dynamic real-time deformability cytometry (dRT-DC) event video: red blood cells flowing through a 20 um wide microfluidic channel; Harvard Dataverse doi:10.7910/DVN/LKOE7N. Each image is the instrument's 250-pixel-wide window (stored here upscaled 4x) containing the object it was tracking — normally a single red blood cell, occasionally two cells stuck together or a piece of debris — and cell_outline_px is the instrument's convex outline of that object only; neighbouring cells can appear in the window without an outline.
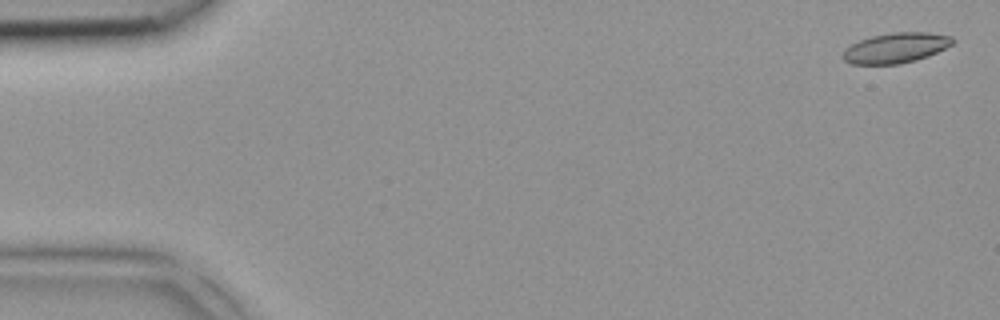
{"species": "common noctule bat (a hibernating species)", "species_latin": "Nyctalus noctula", "temperature_condition": "room temperature", "stored_images_in_passage": 5, "segment_of_instrument_passage": [1, 2], "camera_frame_rate_fps": 3000, "um_per_image_px": 0.085, "animal": {"sex": "female", "body_mass_g": 18.4}, "frame": {"image": 1, "passage_image": 1, "time_ms": 0.0, "image_size_px": [1000, 320], "cell_outline_px": [[956, 40], [952, 44], [928, 56], [916, 60], [900, 64], [852, 64], [844, 60], [840, 56], [844, 48], [860, 40], [872, 36], [896, 32], [928, 32], [952, 36]], "centroid_in_image_um": [76.12, 4.07], "position_along_channel_um": 8.9, "area_um2": 19.36}}
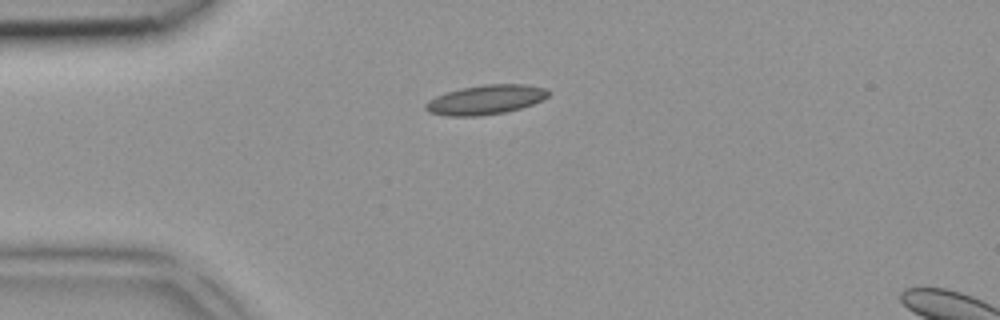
{"frame": {"image": 2, "passage_image": 4, "time_ms": 1.0, "image_size_px": [1000, 320], "cell_outline_px": [[548, 96], [544, 100], [520, 108], [504, 112], [480, 116], [448, 116], [428, 112], [424, 108], [424, 104], [428, 100], [436, 96], [460, 88], [484, 84], [524, 84], [544, 88], [548, 92]], "centroid_in_image_um": [41.25, 8.48], "position_along_channel_um": 43.8, "area_um2": 21.04}}